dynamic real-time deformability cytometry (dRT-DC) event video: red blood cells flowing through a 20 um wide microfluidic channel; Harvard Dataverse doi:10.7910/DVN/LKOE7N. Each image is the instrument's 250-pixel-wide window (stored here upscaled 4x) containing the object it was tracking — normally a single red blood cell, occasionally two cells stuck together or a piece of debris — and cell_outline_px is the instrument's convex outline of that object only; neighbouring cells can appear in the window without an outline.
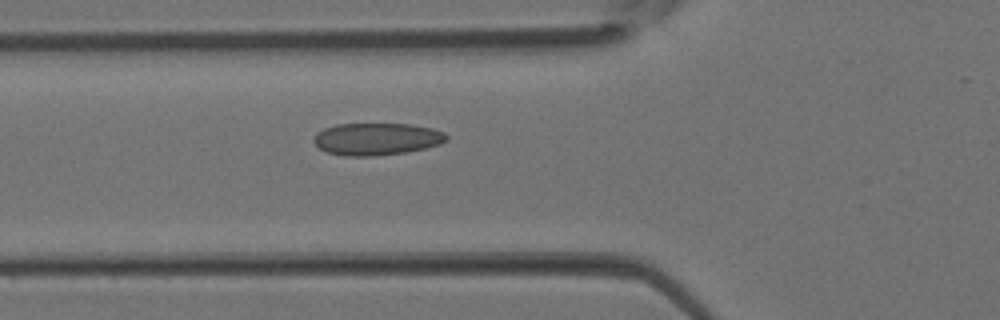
{"species": "Egyptian fruit bat (a non-hibernating species)", "species_latin": "Rousettus aegyptiacus", "temperature_condition": "room temperature", "stored_images_in_passage": 23, "camera_frame_rate_fps": 3000, "um_per_image_px": 0.085, "animal": {"sex": "female"}, "frame": {"image": 1, "passage_image": 2, "time_ms": 0.333, "image_size_px": [1000, 320], "cell_outline_px": [[448, 140], [440, 144], [424, 148], [404, 152], [372, 156], [344, 156], [328, 152], [320, 148], [312, 140], [312, 136], [316, 132], [324, 128], [336, 124], [412, 124], [432, 128], [444, 132], [448, 136]], "centroid_in_image_um": [32.0, 11.8], "position_along_channel_um": 93.8, "area_um2": 24.97}}
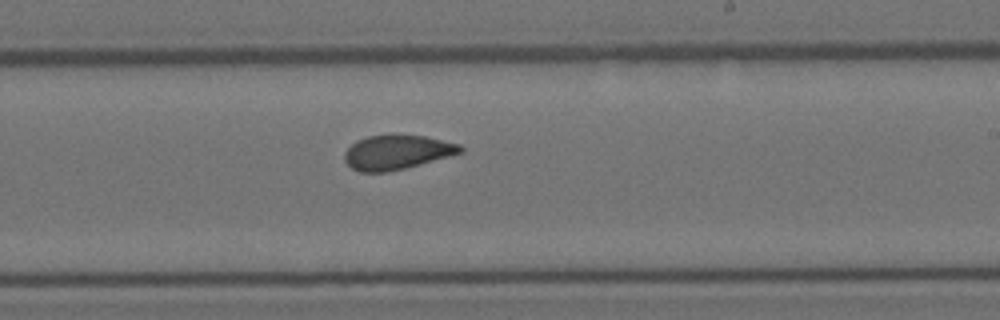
{"frame": {"image": 2, "passage_image": 11, "time_ms": 3.333, "image_size_px": [1000, 320], "cell_outline_px": [[464, 152], [404, 168], [388, 172], [360, 172], [352, 168], [344, 160], [344, 152], [356, 140], [368, 136], [424, 136], [460, 144], [464, 148]], "centroid_in_image_um": [33.73, 12.95], "position_along_channel_um": 255.3, "area_um2": 22.83}}
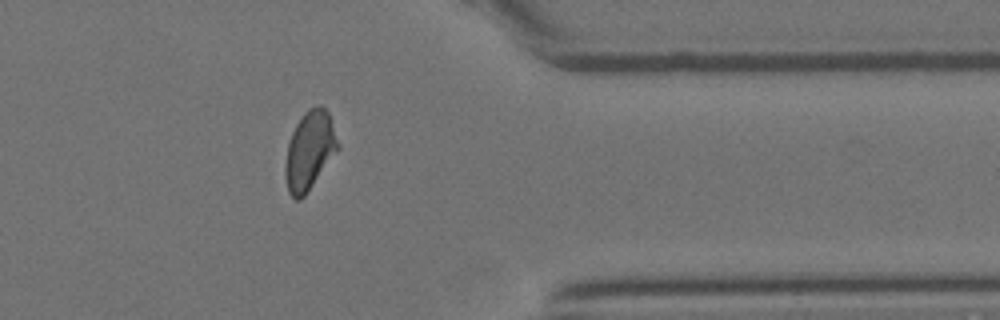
{"frame": {"image": 3, "passage_image": 19, "time_ms": 6.0, "image_size_px": [1000, 320], "cell_outline_px": [[340, 148], [304, 196], [300, 200], [296, 200], [288, 192], [284, 176], [284, 168], [288, 144], [292, 132], [296, 124], [304, 112], [308, 108], [320, 104], [328, 112], [340, 144]], "centroid_in_image_um": [26.31, 12.79], "position_along_channel_um": 385.1, "area_um2": 24.16}}